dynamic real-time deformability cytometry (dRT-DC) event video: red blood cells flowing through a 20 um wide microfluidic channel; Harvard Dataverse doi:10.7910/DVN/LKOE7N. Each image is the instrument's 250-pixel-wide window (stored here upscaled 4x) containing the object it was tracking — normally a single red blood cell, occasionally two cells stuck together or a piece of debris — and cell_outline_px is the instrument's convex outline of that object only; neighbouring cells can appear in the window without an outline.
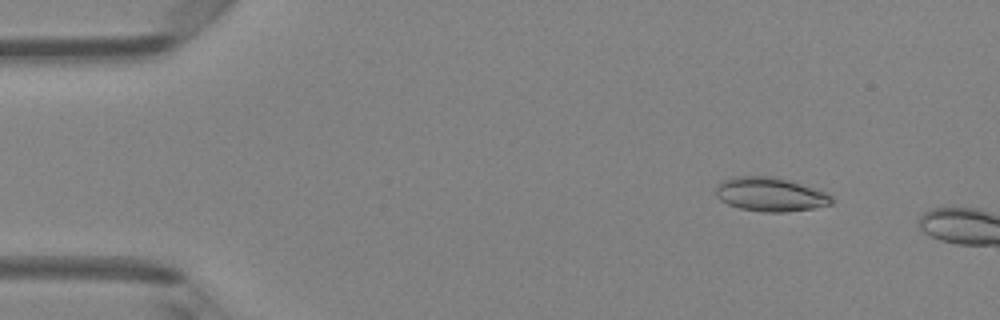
{"species": "Egyptian fruit bat (a non-hibernating species)", "species_latin": "Rousettus aegyptiacus", "temperature_condition": "room temperature", "stored_images_in_passage": 2, "camera_frame_rate_fps": 3000, "um_per_image_px": 0.085, "animal": {"sex": "female"}, "frame": {"image": 1, "passage_image": 1, "time_ms": 0.0, "image_size_px": [1000, 320], "cell_outline_px": [[832, 204], [812, 208], [788, 212], [764, 212], [740, 208], [728, 204], [720, 200], [716, 196], [716, 188], [720, 180], [732, 176], [776, 176], [828, 192], [832, 196]], "centroid_in_image_um": [65.46, 16.51], "position_along_channel_um": 19.5, "area_um2": 23.18}}